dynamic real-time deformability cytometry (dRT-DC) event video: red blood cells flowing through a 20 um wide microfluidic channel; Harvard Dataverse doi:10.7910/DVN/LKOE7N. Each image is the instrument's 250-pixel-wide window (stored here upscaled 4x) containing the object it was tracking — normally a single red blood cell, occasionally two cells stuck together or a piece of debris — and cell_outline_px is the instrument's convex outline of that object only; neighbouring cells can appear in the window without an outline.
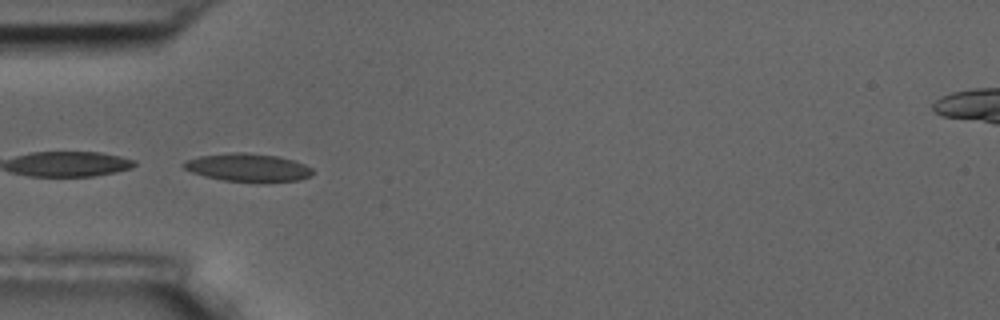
{"species": "common noctule bat (a hibernating species)", "species_latin": "Nyctalus noctula", "temperature_condition": "room temperature", "stored_images_in_passage": 6, "camera_frame_rate_fps": 3000, "um_per_image_px": 0.085, "animal": {"sex": "male", "body_mass_g": 17.5, "forearm_length_mm": 52.3}, "frame": {"image": 1, "passage_image": 5, "time_ms": 4.667, "image_size_px": [1000, 320], "cell_outline_px": [[312, 176], [300, 180], [224, 180], [204, 176], [192, 172], [184, 168], [180, 164], [184, 160], [200, 156], [232, 152], [248, 152], [280, 156], [304, 164], [312, 168]], "centroid_in_image_um": [21.03, 14.2], "position_along_channel_um": 64.0, "area_um2": 20.63}}